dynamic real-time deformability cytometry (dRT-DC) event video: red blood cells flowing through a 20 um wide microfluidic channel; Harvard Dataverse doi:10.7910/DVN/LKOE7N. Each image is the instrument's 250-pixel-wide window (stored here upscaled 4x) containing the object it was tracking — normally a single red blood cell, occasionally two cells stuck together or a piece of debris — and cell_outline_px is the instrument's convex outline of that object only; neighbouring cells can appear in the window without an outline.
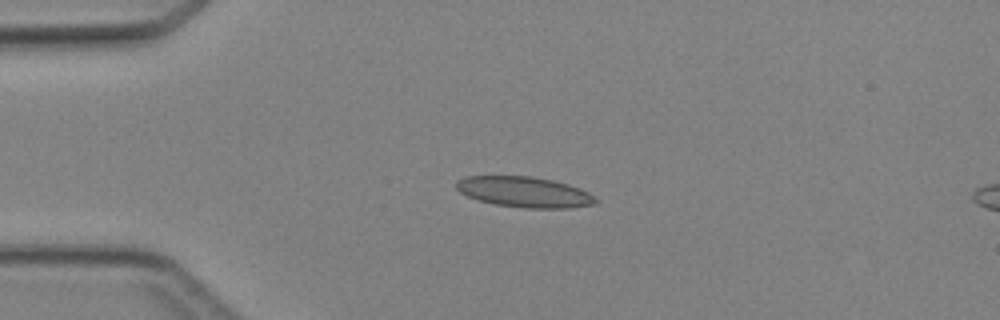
{"species": "Egyptian fruit bat (a non-hibernating species)", "species_latin": "Rousettus aegyptiacus", "temperature_condition": "cold", "stored_images_in_passage": 5, "camera_frame_rate_fps": 3000, "um_per_image_px": 0.085, "animal": {"sex": "female"}, "frame": {"image": 1, "passage_image": 3, "time_ms": 2.333, "image_size_px": [1000, 320], "cell_outline_px": [[600, 200], [596, 204], [568, 208], [524, 208], [496, 204], [476, 200], [460, 192], [456, 188], [456, 180], [464, 176], [532, 176], [552, 180], [568, 184], [580, 188], [588, 192]], "centroid_in_image_um": [44.58, 16.32], "position_along_channel_um": 40.4, "area_um2": 25.03}}
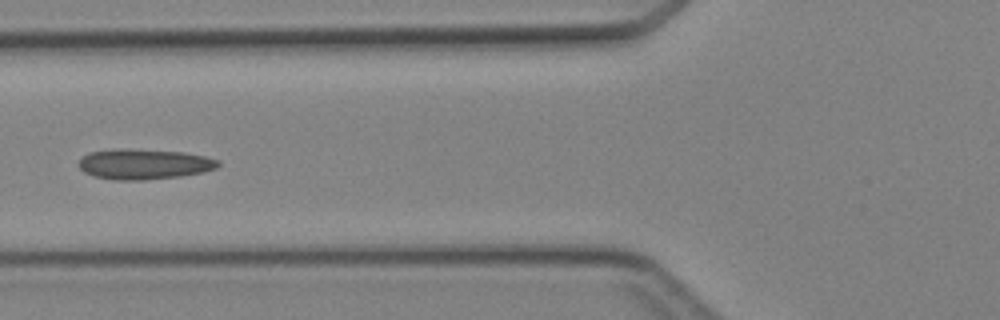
{"frame": {"image": 2, "passage_image": 5, "time_ms": 4.667, "image_size_px": [1000, 320], "cell_outline_px": [[220, 164], [216, 168], [200, 172], [180, 176], [140, 180], [116, 180], [96, 176], [84, 172], [76, 164], [84, 156], [92, 152], [120, 148], [184, 152], [204, 156], [220, 160]], "centroid_in_image_um": [12.24, 13.94], "position_along_channel_um": 113.6, "area_um2": 24.39}}